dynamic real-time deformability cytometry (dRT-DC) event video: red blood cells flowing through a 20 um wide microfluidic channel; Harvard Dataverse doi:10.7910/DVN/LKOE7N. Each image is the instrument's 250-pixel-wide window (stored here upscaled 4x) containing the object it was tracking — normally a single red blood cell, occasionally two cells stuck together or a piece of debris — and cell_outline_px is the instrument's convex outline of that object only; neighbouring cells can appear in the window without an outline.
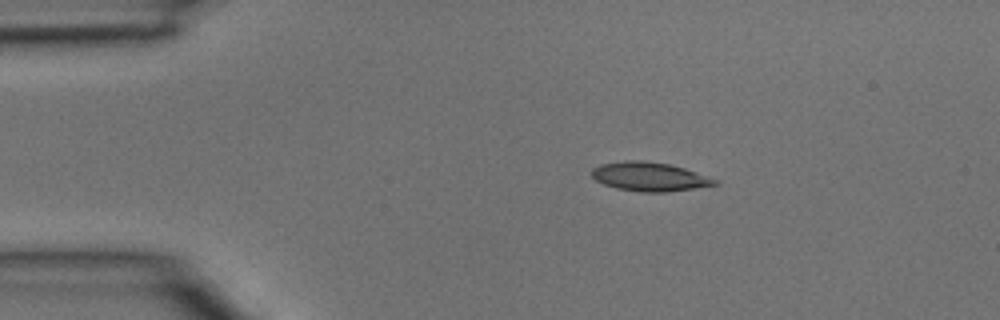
{"species": "common noctule bat (a hibernating species)", "species_latin": "Nyctalus noctula", "temperature_condition": "room temperature", "stored_images_in_passage": 3, "camera_frame_rate_fps": 3000, "um_per_image_px": 0.085, "animal": {"sex": "male", "body_mass_g": 15.6}, "frame": {"image": 1, "passage_image": 2, "time_ms": 0.333, "image_size_px": [1000, 320], "cell_outline_px": [[720, 184], [664, 192], [640, 192], [616, 188], [604, 184], [596, 180], [592, 176], [592, 168], [600, 164], [624, 160], [640, 160], [668, 164], [684, 168], [720, 180]], "centroid_in_image_um": [55.2, 15.01], "position_along_channel_um": 29.8, "area_um2": 20.69}}